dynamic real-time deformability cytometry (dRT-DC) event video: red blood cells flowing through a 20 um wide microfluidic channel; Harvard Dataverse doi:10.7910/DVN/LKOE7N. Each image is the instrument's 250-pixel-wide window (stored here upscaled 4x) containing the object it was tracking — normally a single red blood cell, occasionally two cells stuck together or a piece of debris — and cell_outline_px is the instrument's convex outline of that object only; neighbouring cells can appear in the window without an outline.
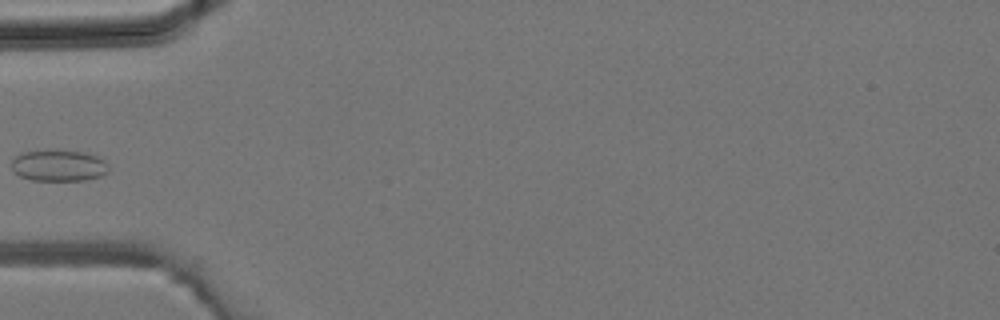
{"species": "common noctule bat (a hibernating species)", "species_latin": "Nyctalus noctula", "temperature_condition": "room temperature", "stored_images_in_passage": 2, "camera_frame_rate_fps": 3000, "um_per_image_px": 0.085, "animal": {"sex": "male", "body_mass_g": 19.2, "forearm_length_mm": 51.8}, "frame": {"image": 1, "passage_image": 2, "time_ms": 0.333, "image_size_px": [1000, 320], "cell_outline_px": [[108, 172], [100, 176], [84, 180], [32, 180], [20, 176], [12, 172], [12, 160], [16, 156], [24, 152], [48, 148], [84, 152], [100, 156], [104, 160], [108, 168]], "centroid_in_image_um": [4.97, 14.04], "position_along_channel_um": 80.0, "area_um2": 18.15}}